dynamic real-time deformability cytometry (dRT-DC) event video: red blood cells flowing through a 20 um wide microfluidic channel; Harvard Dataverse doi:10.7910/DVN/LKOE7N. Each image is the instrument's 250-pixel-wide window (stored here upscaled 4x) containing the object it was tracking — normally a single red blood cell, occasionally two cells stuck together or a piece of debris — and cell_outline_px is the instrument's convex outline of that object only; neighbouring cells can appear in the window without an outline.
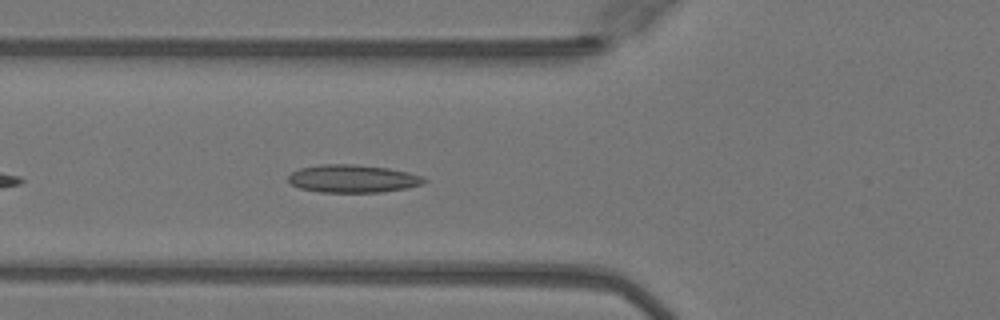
{"species": "Egyptian fruit bat (a non-hibernating species)", "species_latin": "Rousettus aegyptiacus", "temperature_condition": "warm", "stored_images_in_passage": 37, "camera_frame_rate_fps": 3000, "um_per_image_px": 0.085, "animal": {"sex": "female"}, "frame": {"image": 1, "passage_image": 6, "time_ms": 1.667, "image_size_px": [1000, 320], "cell_outline_px": [[428, 180], [424, 184], [408, 188], [380, 192], [320, 192], [300, 188], [292, 184], [288, 180], [288, 176], [292, 172], [300, 168], [320, 164], [356, 164], [388, 168], [408, 172], [424, 176]], "centroid_in_image_um": [30.03, 15.18], "position_along_channel_um": 95.8, "area_um2": 22.2}}
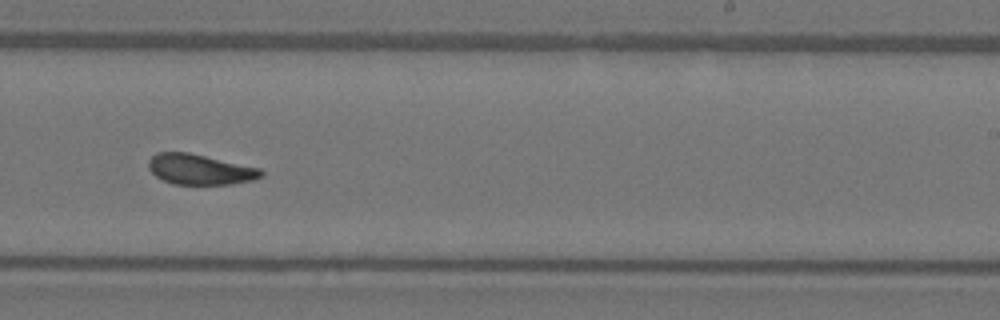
{"frame": {"image": 2, "passage_image": 19, "time_ms": 6.0, "image_size_px": [1000, 320], "cell_outline_px": [[264, 176], [252, 180], [232, 184], [172, 184], [156, 176], [148, 168], [148, 160], [156, 152], [188, 152], [260, 168], [264, 172]], "centroid_in_image_um": [16.99, 14.4], "position_along_channel_um": 272.0, "area_um2": 19.94}}
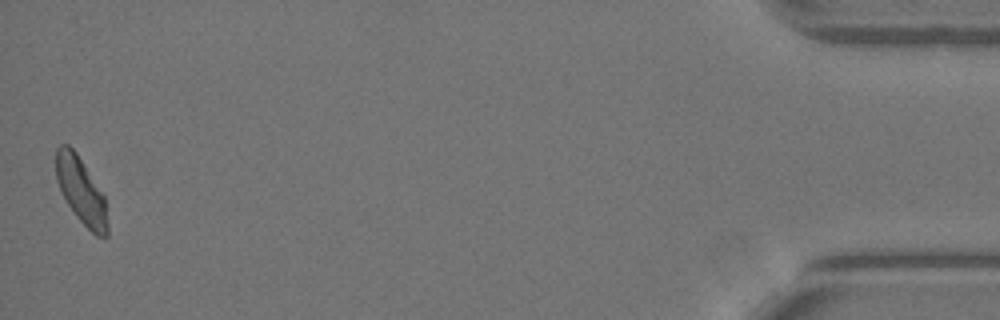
{"frame": {"image": 3, "passage_image": 37, "time_ms": 12.0, "image_size_px": [1000, 320], "cell_outline_px": [[108, 236], [96, 236], [76, 216], [68, 204], [56, 180], [56, 148], [60, 144], [68, 144], [76, 152], [104, 192], [108, 224]], "centroid_in_image_um": [6.92, 16.19], "position_along_channel_um": 428.3, "area_um2": 20.0}, "authors_computed_cell_mechanics": {"area_um2": 20.2878, "velocity_mm_per_s": 4.0627, "shape_relaxation_time_tau1_ms": 5.4993, "shape_relaxation_time_tau2_ms": 1.7141, "deformation_change_tau1": 0.1798, "deformation_change_tau2": 0.0972}}